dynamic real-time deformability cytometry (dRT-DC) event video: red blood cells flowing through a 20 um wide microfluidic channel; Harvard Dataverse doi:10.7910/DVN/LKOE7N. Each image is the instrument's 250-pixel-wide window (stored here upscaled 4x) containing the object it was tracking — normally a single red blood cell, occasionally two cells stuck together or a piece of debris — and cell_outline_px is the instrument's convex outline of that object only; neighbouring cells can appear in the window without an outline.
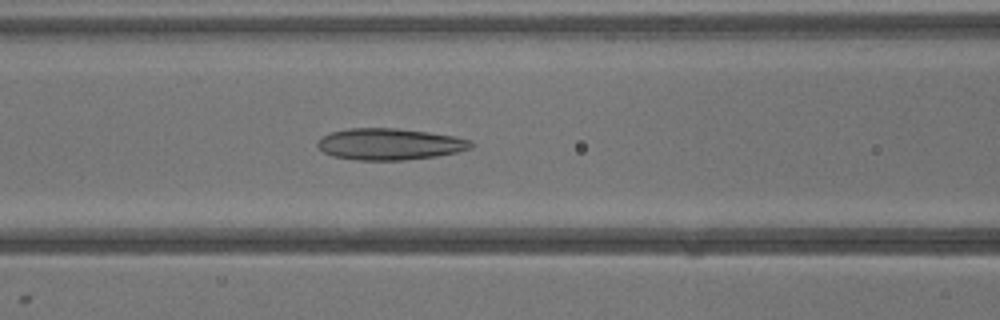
{"species": "common noctule bat (a hibernating species)", "species_latin": "Nyctalus noctula", "temperature_condition": "warm", "stored_images_in_passage": 35, "camera_frame_rate_fps": 3000, "um_per_image_px": 0.085, "animal": {"sex": "male", "body_mass_g": 13.3}, "frame": {"image": 1, "passage_image": 15, "time_ms": 4.667, "image_size_px": [1000, 320], "cell_outline_px": [[476, 144], [472, 148], [456, 152], [436, 156], [404, 160], [360, 160], [332, 156], [324, 152], [316, 144], [324, 136], [332, 132], [348, 128], [396, 128], [428, 132], [452, 136], [472, 140]], "centroid_in_image_um": [33.16, 12.25], "position_along_channel_um": 133.4, "area_um2": 28.03}}
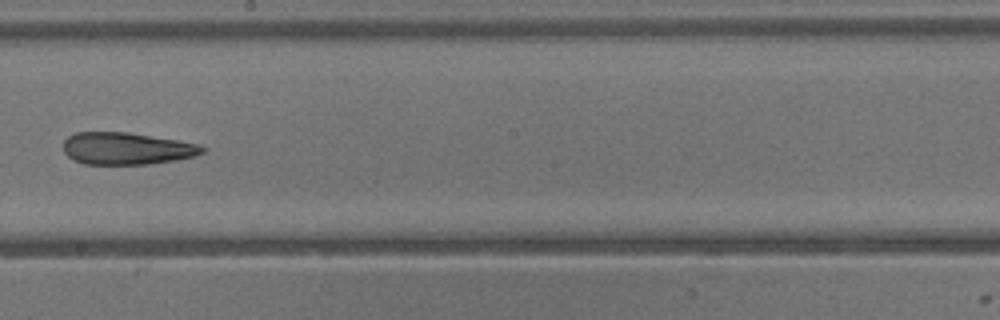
{"frame": {"image": 2, "passage_image": 21, "time_ms": 6.667, "image_size_px": [1000, 320], "cell_outline_px": [[208, 148], [204, 152], [196, 156], [176, 160], [148, 164], [84, 164], [72, 160], [64, 152], [64, 140], [68, 136], [76, 132], [128, 132], [200, 144]], "centroid_in_image_um": [10.78, 12.62], "position_along_channel_um": 237.4, "area_um2": 26.18}}
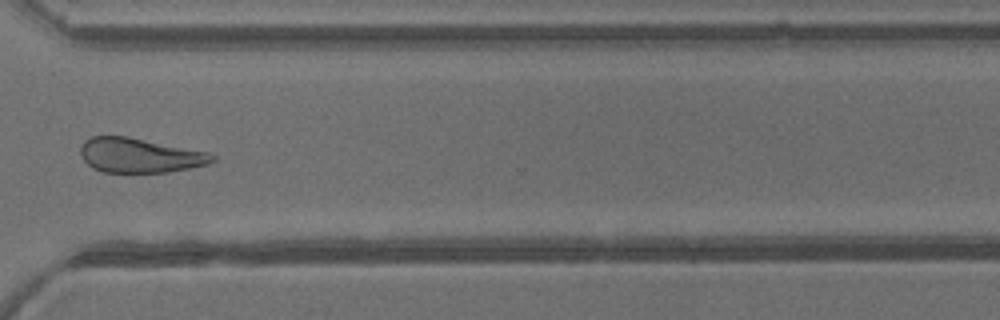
{"frame": {"image": 3, "passage_image": 28, "time_ms": 9.0, "image_size_px": [1000, 320], "cell_outline_px": [[216, 160], [208, 164], [168, 172], [104, 172], [92, 168], [84, 160], [80, 152], [80, 148], [84, 140], [92, 136], [128, 136], [208, 152], [216, 156]], "centroid_in_image_um": [11.87, 13.2], "position_along_channel_um": 358.7, "area_um2": 26.53}}